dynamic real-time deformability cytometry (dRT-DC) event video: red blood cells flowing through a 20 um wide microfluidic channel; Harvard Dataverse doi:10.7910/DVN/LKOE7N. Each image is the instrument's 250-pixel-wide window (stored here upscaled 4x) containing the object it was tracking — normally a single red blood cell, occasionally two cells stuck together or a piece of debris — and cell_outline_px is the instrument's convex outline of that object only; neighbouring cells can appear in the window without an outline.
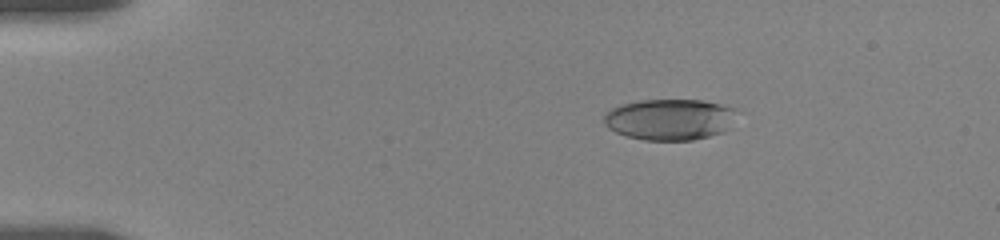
{"species": "human", "species_latin": "Homo sapiens", "temperature_condition": "room temperature", "stored_images_in_passage": 10, "camera_frame_rate_fps": 3000, "um_per_image_px": 0.085, "donor": {"sex": "female"}, "frame": {"image": 1, "passage_image": 3, "time_ms": 2.333, "image_size_px": [1000, 240], "cell_outline_px": [[736, 108], [724, 132], [692, 140], [644, 140], [628, 136], [616, 132], [608, 128], [604, 124], [604, 116], [612, 108], [624, 104], [640, 100], [700, 100], [720, 104]], "centroid_in_image_um": [56.88, 10.15], "position_along_channel_um": 28.1, "area_um2": 31.33}}
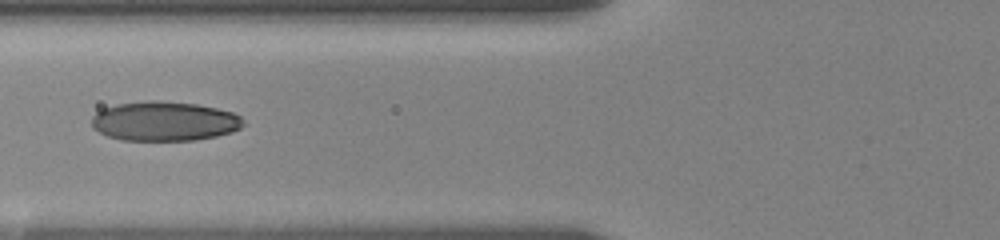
{"frame": {"image": 2, "passage_image": 7, "time_ms": 6.667, "image_size_px": [1000, 240], "cell_outline_px": [[244, 124], [240, 128], [232, 132], [216, 136], [196, 140], [120, 140], [108, 136], [92, 128], [92, 116], [96, 112], [104, 108], [116, 104], [148, 100], [156, 100], [196, 104], [216, 108], [232, 112], [240, 116]], "centroid_in_image_um": [13.95, 10.3], "position_along_channel_um": 111.8, "area_um2": 34.91}}
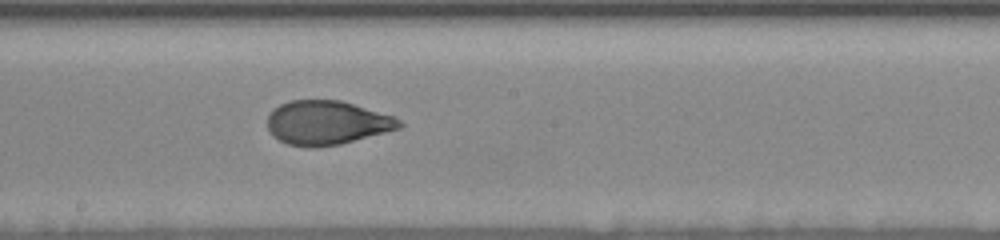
{"frame": {"image": 3, "passage_image": 10, "time_ms": 9.667, "image_size_px": [1000, 240], "cell_outline_px": [[404, 124], [400, 128], [340, 144], [316, 148], [308, 148], [288, 144], [272, 136], [268, 128], [268, 116], [280, 104], [288, 100], [340, 100], [396, 116]], "centroid_in_image_um": [27.8, 10.43], "position_along_channel_um": 220.4, "area_um2": 33.93}}